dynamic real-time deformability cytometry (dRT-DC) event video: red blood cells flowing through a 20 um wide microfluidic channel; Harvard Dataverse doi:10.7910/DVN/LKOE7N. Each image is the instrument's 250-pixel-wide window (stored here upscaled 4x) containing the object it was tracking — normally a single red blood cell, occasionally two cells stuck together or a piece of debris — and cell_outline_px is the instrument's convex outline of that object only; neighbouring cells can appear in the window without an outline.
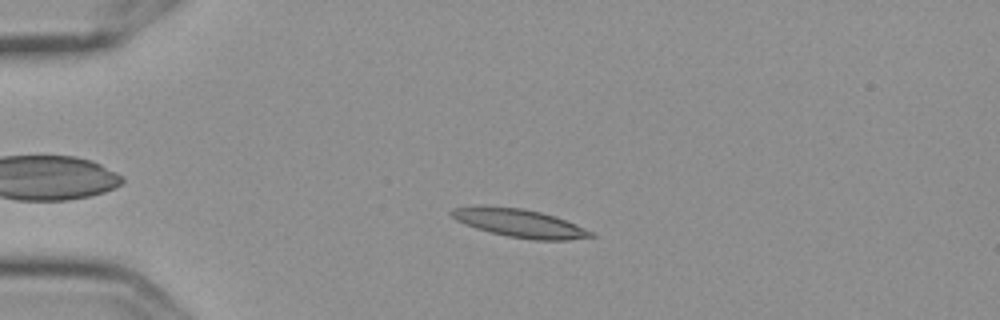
{"species": "Egyptian fruit bat (a non-hibernating species)", "species_latin": "Rousettus aegyptiacus", "temperature_condition": "cold", "stored_images_in_passage": 5, "camera_frame_rate_fps": 3000, "um_per_image_px": 0.085, "frame": {"image": 1, "passage_image": 4, "time_ms": 1.0, "image_size_px": [1000, 320], "cell_outline_px": [[596, 236], [568, 240], [532, 240], [508, 236], [476, 228], [464, 224], [456, 220], [448, 212], [452, 208], [484, 204], [524, 208], [556, 216], [576, 224], [592, 232]], "centroid_in_image_um": [44.12, 18.94], "position_along_channel_um": 40.9, "area_um2": 23.24}}